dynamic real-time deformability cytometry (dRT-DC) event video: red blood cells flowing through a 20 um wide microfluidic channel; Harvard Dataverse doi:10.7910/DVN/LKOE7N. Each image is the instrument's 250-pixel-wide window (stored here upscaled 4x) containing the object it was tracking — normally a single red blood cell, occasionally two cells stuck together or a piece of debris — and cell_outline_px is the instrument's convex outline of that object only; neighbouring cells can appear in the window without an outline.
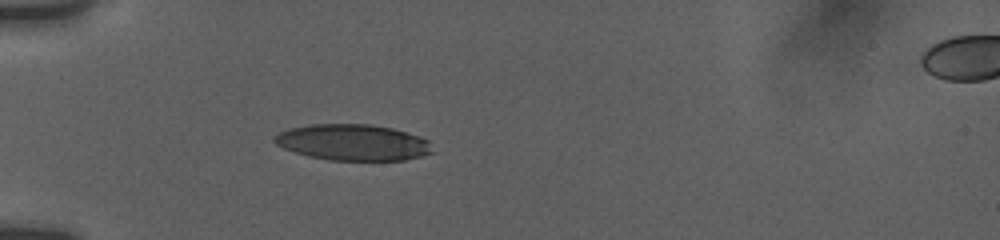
{"species": "human", "species_latin": "Homo sapiens", "temperature_condition": "room temperature", "stored_images_in_passage": 13, "camera_frame_rate_fps": 3000, "um_per_image_px": 0.085, "donor": {"sex": "female"}, "frame": {"image": 1, "passage_image": 4, "time_ms": 1.667, "image_size_px": [1000, 240], "cell_outline_px": [[436, 152], [424, 156], [404, 160], [328, 160], [308, 156], [284, 148], [276, 144], [272, 140], [272, 136], [288, 128], [312, 124], [368, 124], [392, 128], [420, 136], [428, 140]], "centroid_in_image_um": [30.02, 12.11], "position_along_channel_um": 55.0, "area_um2": 33.52}}
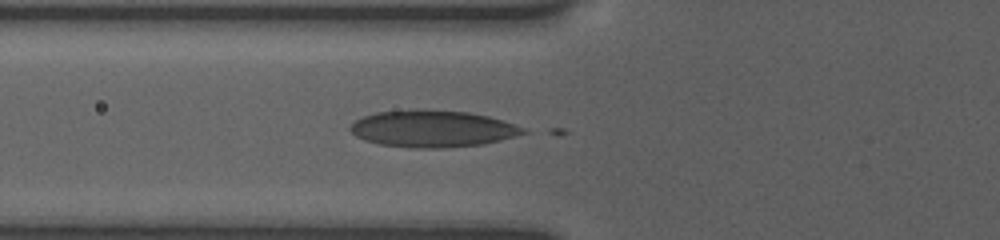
{"frame": {"image": 2, "passage_image": 11, "time_ms": 3.0, "image_size_px": [1000, 240], "cell_outline_px": [[528, 132], [500, 140], [480, 144], [444, 148], [408, 148], [376, 144], [364, 140], [356, 136], [348, 128], [356, 120], [364, 116], [376, 112], [416, 108], [468, 112], [488, 116], [524, 128]], "centroid_in_image_um": [36.69, 10.94], "position_along_channel_um": 89.1, "area_um2": 37.22}}